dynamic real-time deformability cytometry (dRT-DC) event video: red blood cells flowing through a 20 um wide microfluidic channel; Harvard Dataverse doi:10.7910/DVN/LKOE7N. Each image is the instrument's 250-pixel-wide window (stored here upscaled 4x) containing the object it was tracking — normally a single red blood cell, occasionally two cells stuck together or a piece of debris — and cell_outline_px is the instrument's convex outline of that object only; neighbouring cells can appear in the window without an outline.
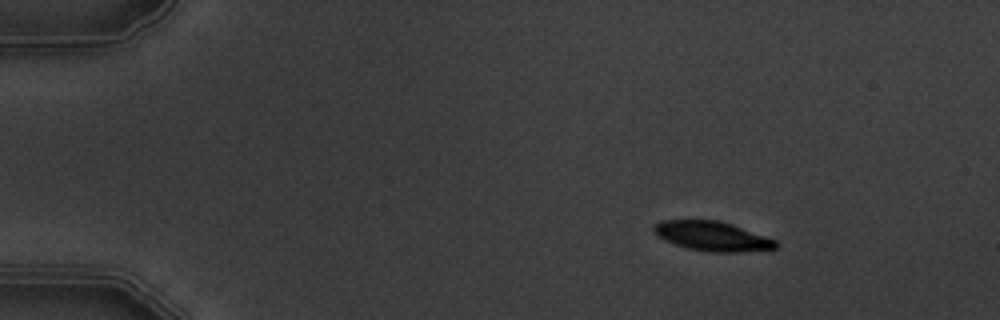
{"species": "common noctule bat (a hibernating species)", "species_latin": "Nyctalus noctula", "temperature_condition": "warm", "stored_images_in_passage": 6, "camera_frame_rate_fps": 3000, "um_per_image_px": 0.085, "animal": {"sex": "male", "body_mass_g": 19.5, "forearm_length_mm": 54.6}, "frame": {"image": 1, "passage_image": 1, "time_ms": 0.0, "image_size_px": [1000, 320], "cell_outline_px": [[776, 248], [736, 252], [712, 252], [688, 248], [664, 240], [652, 232], [652, 224], [660, 220], [720, 220], [732, 224], [776, 240]], "centroid_in_image_um": [60.47, 20.05], "position_along_channel_um": 24.5, "area_um2": 20.87}}
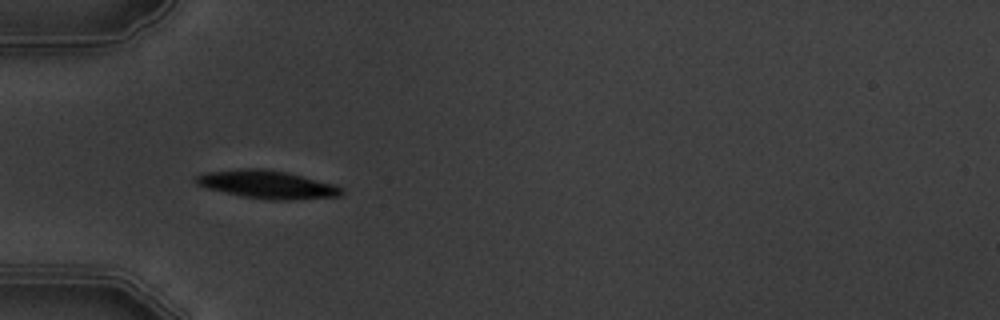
{"frame": {"image": 2, "passage_image": 3, "time_ms": 3.333, "image_size_px": [1000, 320], "cell_outline_px": [[344, 192], [340, 196], [288, 200], [272, 200], [240, 196], [208, 188], [196, 184], [196, 176], [208, 172], [236, 168], [264, 168], [288, 172], [336, 184], [344, 188]], "centroid_in_image_um": [22.77, 15.67], "position_along_channel_um": 62.2, "area_um2": 23.99}}